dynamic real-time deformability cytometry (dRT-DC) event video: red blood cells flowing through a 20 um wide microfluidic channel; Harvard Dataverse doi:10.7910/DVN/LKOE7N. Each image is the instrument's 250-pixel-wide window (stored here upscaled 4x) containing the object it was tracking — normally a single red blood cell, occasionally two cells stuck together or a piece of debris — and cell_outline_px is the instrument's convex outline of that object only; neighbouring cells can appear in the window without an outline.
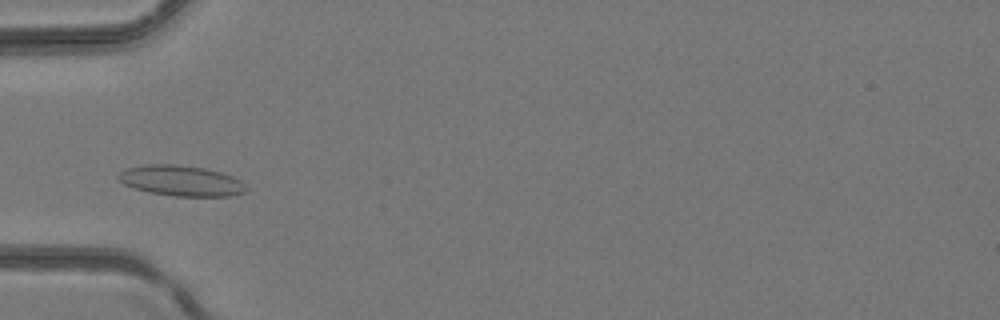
{"species": "common noctule bat (a hibernating species)", "species_latin": "Nyctalus noctula", "temperature_condition": "room temperature", "stored_images_in_passage": 10, "camera_frame_rate_fps": 3000, "um_per_image_px": 0.085, "animal": {"sex": "female", "body_mass_g": 24.6, "forearm_length_mm": 56.2}, "frame": {"image": 1, "passage_image": 1, "time_ms": 0.0, "image_size_px": [1000, 320], "cell_outline_px": [[248, 192], [232, 196], [176, 196], [148, 192], [124, 184], [116, 176], [120, 172], [128, 168], [148, 164], [176, 164], [204, 168], [220, 172], [232, 176], [240, 180], [248, 188]], "centroid_in_image_um": [15.44, 15.37], "position_along_channel_um": 69.6, "area_um2": 22.72}}
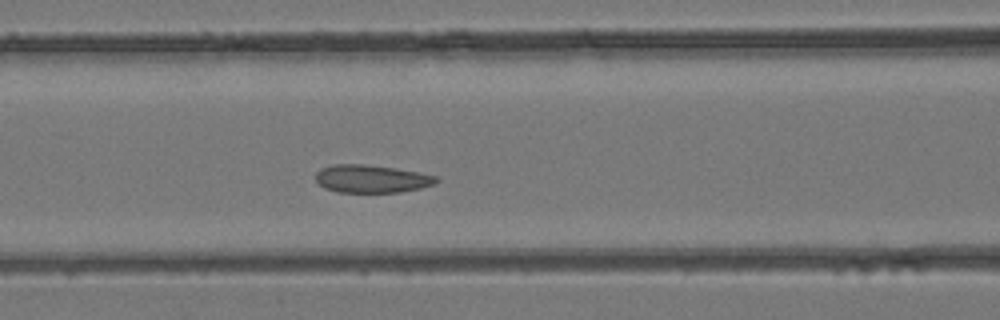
{"frame": {"image": 2, "passage_image": 5, "time_ms": 1.333, "image_size_px": [1000, 320], "cell_outline_px": [[440, 180], [436, 184], [420, 188], [400, 192], [336, 192], [324, 188], [316, 180], [316, 172], [320, 168], [332, 164], [364, 164], [396, 168], [436, 176]], "centroid_in_image_um": [31.57, 15.19], "position_along_channel_um": 135.0, "area_um2": 19.65}}
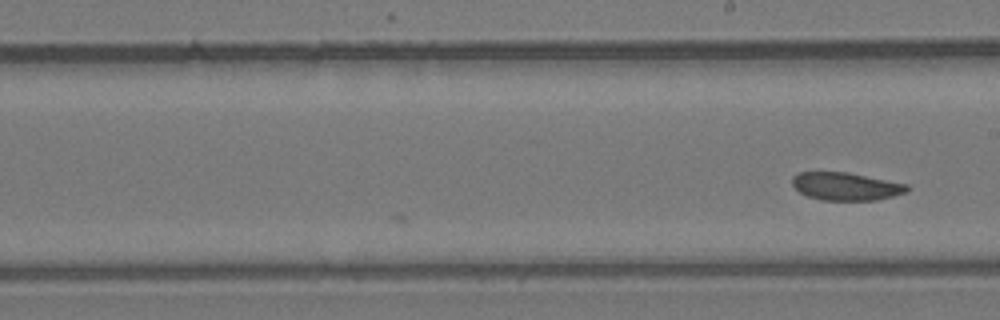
{"frame": {"image": 3, "passage_image": 10, "time_ms": 3.0, "image_size_px": [1000, 320], "cell_outline_px": [[912, 188], [908, 192], [876, 200], [820, 200], [808, 196], [800, 192], [792, 184], [792, 176], [796, 172], [848, 172], [908, 184]], "centroid_in_image_um": [71.92, 15.83], "position_along_channel_um": 217.1, "area_um2": 18.79}}